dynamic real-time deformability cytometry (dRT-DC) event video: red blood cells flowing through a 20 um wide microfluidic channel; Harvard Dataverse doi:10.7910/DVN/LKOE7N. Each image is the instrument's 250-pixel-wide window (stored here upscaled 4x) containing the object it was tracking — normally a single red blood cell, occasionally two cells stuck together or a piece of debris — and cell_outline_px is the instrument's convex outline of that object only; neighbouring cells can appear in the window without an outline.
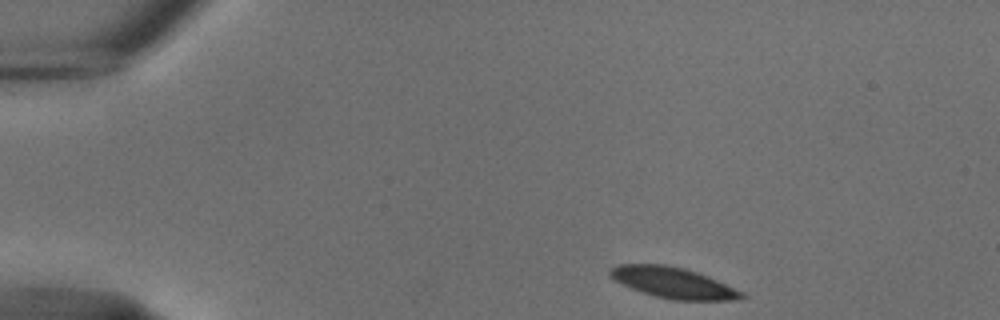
{"species": "common noctule bat (a hibernating species)", "species_latin": "Nyctalus noctula", "temperature_condition": "cold", "stored_images_in_passage": 47, "camera_frame_rate_fps": 3000, "um_per_image_px": 0.085, "animal": {"sex": "male", "body_mass_g": 18.8}, "frame": {"image": 1, "passage_image": 1, "time_ms": 0.0, "image_size_px": [1000, 320], "cell_outline_px": [[748, 296], [740, 300], [672, 300], [656, 296], [632, 288], [608, 276], [608, 272], [616, 264], [664, 264], [684, 268], [696, 272], [716, 280], [744, 292]], "centroid_in_image_um": [57.25, 24.03], "position_along_channel_um": 27.8, "area_um2": 23.47}}
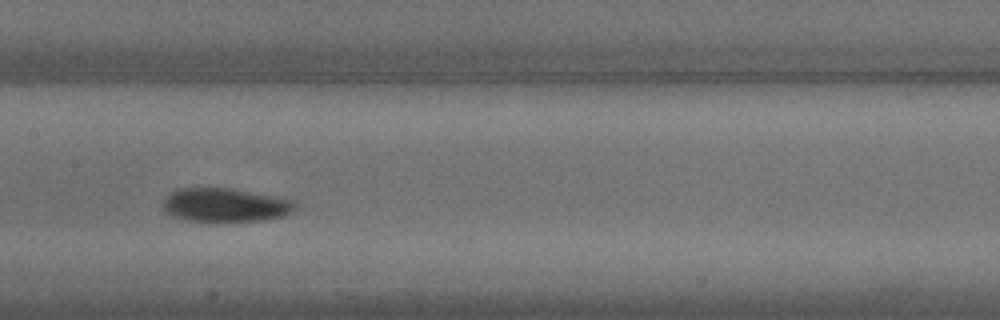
{"frame": {"image": 2, "passage_image": 20, "time_ms": 6.333, "image_size_px": [1000, 320], "cell_outline_px": [[296, 208], [292, 212], [284, 216], [260, 220], [188, 220], [168, 216], [164, 212], [164, 200], [172, 192], [180, 188], [228, 188], [292, 200], [296, 204]], "centroid_in_image_um": [19.11, 17.42], "position_along_channel_um": 188.3, "area_um2": 25.32}}
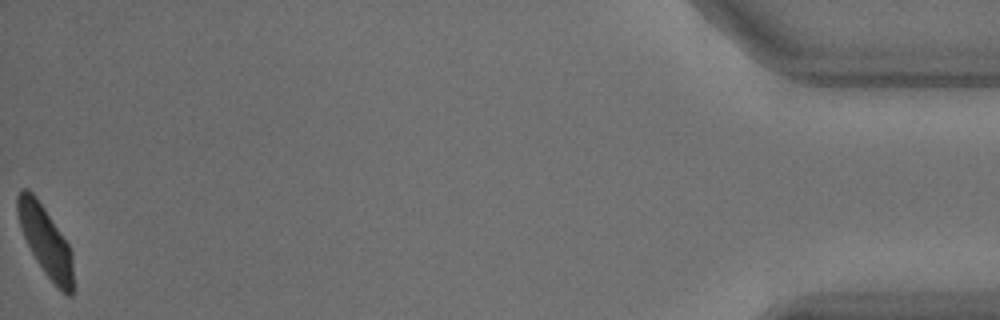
{"frame": {"image": 3, "passage_image": 47, "time_ms": 15.333, "image_size_px": [1000, 320], "cell_outline_px": [[72, 296], [68, 296], [60, 292], [56, 288], [44, 272], [36, 260], [20, 228], [16, 212], [16, 196], [20, 188], [28, 188], [36, 196], [68, 244], [72, 252]], "centroid_in_image_um": [3.84, 20.48], "position_along_channel_um": 431.4, "area_um2": 22.6}, "authors_computed_cell_mechanics": {"area_um2": 24.9118, "velocity_mm_per_s": 3.692, "shape_relaxation_time_tau1_ms": 4.6432, "shape_relaxation_time_tau2_ms": 3.8261, "deformation_change_tau1": 0.135, "deformation_change_tau2": 0.0567}}